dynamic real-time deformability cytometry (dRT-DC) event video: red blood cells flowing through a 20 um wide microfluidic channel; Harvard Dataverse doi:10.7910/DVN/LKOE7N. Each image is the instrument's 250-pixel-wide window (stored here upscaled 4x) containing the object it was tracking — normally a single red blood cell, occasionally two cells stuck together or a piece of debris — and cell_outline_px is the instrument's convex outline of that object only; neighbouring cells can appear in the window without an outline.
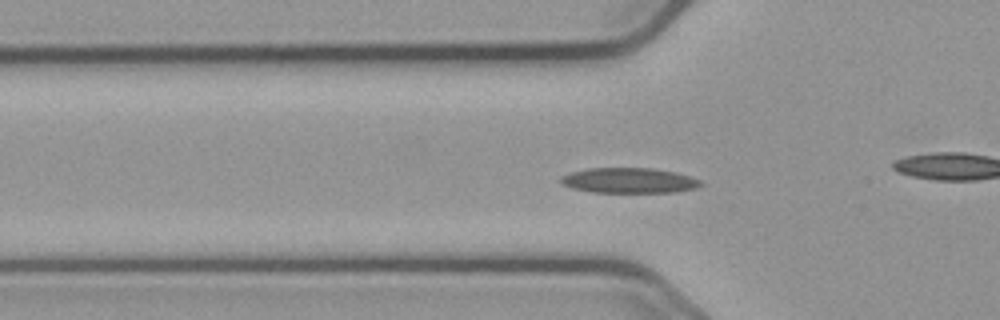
{"species": "common noctule bat (a hibernating species)", "species_latin": "Nyctalus noctula", "temperature_condition": "cold", "stored_images_in_passage": 55, "camera_frame_rate_fps": 3000, "um_per_image_px": 0.085, "animal": {"sex": "male", "body_mass_g": 23.1, "forearm_length_mm": 52.7}, "frame": {"image": 1, "passage_image": 18, "time_ms": 5.667, "image_size_px": [1000, 320], "cell_outline_px": [[704, 184], [696, 188], [676, 192], [592, 192], [572, 188], [560, 184], [560, 176], [572, 172], [588, 168], [652, 168], [676, 172], [700, 180]], "centroid_in_image_um": [53.46, 15.34], "position_along_channel_um": 72.3, "area_um2": 20.63}}
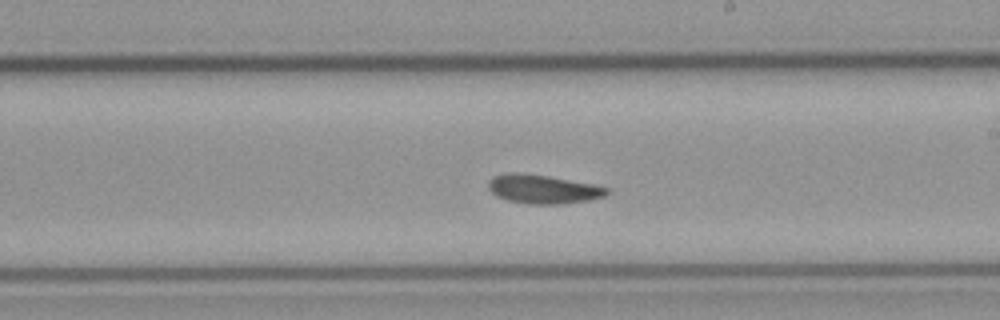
{"frame": {"image": 2, "passage_image": 32, "time_ms": 10.333, "image_size_px": [1000, 320], "cell_outline_px": [[608, 192], [604, 196], [588, 200], [564, 204], [528, 204], [508, 200], [496, 196], [488, 188], [488, 180], [492, 176], [504, 172], [516, 172], [548, 176], [596, 184], [608, 188]], "centroid_in_image_um": [46.12, 16.06], "position_along_channel_um": 242.9, "area_um2": 20.11}}
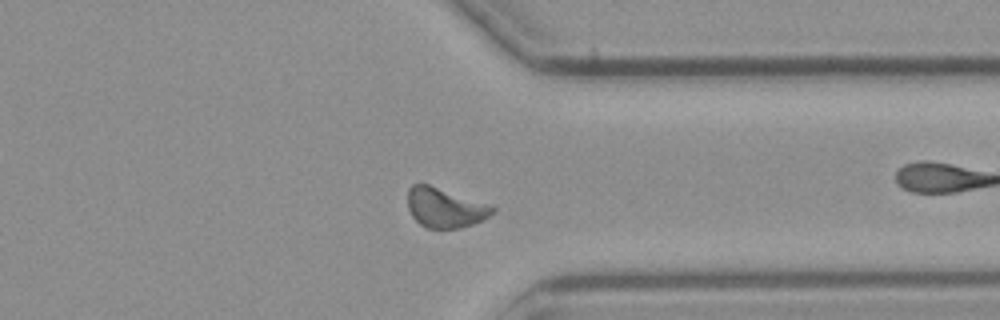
{"frame": {"image": 3, "passage_image": 43, "time_ms": 14.0, "image_size_px": [1000, 320], "cell_outline_px": [[496, 212], [484, 220], [460, 228], [428, 228], [420, 224], [412, 216], [408, 208], [408, 188], [412, 184], [428, 184], [496, 208]], "centroid_in_image_um": [37.8, 17.67], "position_along_channel_um": 373.6, "area_um2": 19.25}}